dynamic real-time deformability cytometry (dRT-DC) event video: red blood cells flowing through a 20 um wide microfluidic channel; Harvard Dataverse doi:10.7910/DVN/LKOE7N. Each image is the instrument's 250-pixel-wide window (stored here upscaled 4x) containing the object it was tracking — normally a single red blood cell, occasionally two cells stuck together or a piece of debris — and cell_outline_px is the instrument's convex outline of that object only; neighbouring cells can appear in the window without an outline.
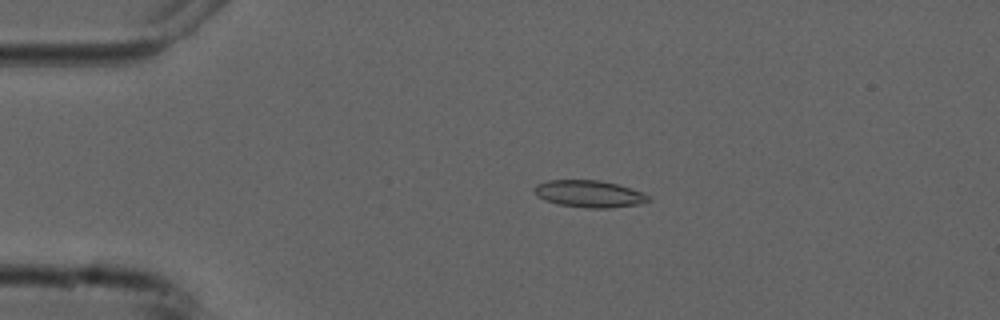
{"species": "common noctule bat (a hibernating species)", "species_latin": "Nyctalus noctula", "temperature_condition": "cold", "stored_images_in_passage": 5, "camera_frame_rate_fps": 3000, "um_per_image_px": 0.085, "animal": {"sex": "male", "forearm_length_mm": 52.5}, "frame": {"image": 1, "passage_image": 4, "time_ms": 3.667, "image_size_px": [1000, 320], "cell_outline_px": [[652, 200], [636, 204], [612, 208], [584, 208], [560, 204], [544, 200], [536, 196], [532, 188], [536, 184], [548, 180], [600, 180], [616, 184], [644, 192]], "centroid_in_image_um": [50.05, 16.47], "position_along_channel_um": 35.0, "area_um2": 18.03}}